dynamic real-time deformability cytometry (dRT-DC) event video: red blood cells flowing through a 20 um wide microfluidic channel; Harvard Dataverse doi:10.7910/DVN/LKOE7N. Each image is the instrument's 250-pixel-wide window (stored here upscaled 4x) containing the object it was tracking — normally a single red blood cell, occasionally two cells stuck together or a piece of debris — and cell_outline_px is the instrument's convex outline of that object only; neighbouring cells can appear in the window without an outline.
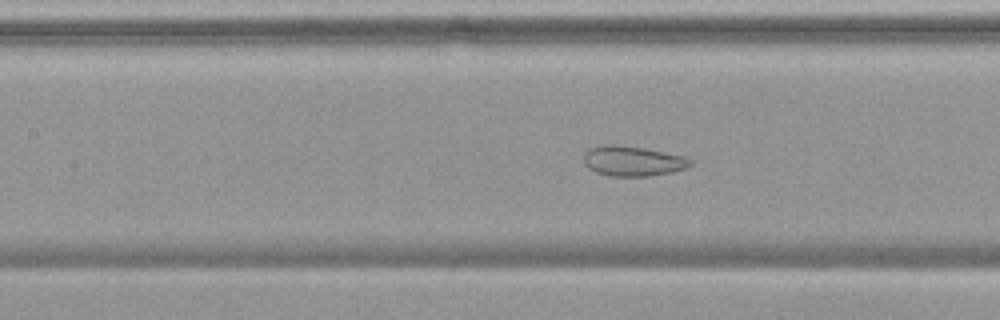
{"species": "common noctule bat (a hibernating species)", "species_latin": "Nyctalus noctula", "temperature_condition": "warm", "stored_images_in_passage": 48, "camera_frame_rate_fps": 3000, "um_per_image_px": 0.085, "animal": {"sex": "female", "body_mass_g": 19.9}, "frame": {"image": 1, "passage_image": 18, "time_ms": 5.667, "image_size_px": [1000, 320], "cell_outline_px": [[692, 164], [684, 168], [672, 172], [648, 176], [608, 176], [596, 172], [588, 168], [584, 164], [584, 152], [588, 148], [600, 144], [616, 144], [644, 148], [684, 156], [692, 160]], "centroid_in_image_um": [53.73, 13.68], "position_along_channel_um": 153.7, "area_um2": 18.84}}
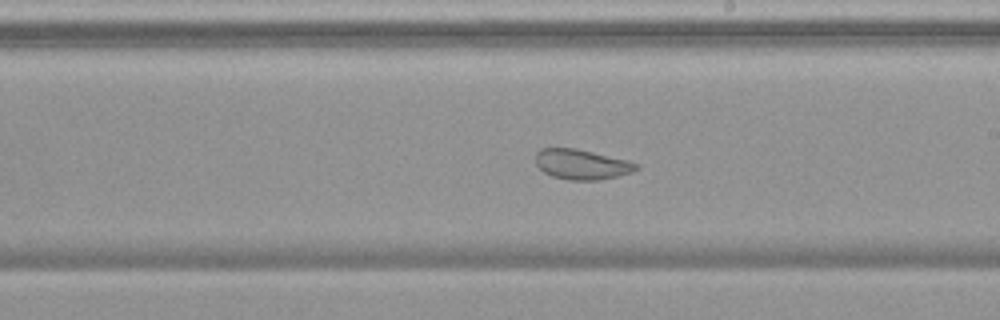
{"frame": {"image": 2, "passage_image": 25, "time_ms": 8.0, "image_size_px": [1000, 320], "cell_outline_px": [[640, 168], [632, 172], [620, 176], [600, 180], [568, 180], [552, 176], [544, 172], [536, 164], [536, 152], [540, 148], [576, 148], [628, 160], [640, 164]], "centroid_in_image_um": [49.48, 13.97], "position_along_channel_um": 239.5, "area_um2": 17.86}}
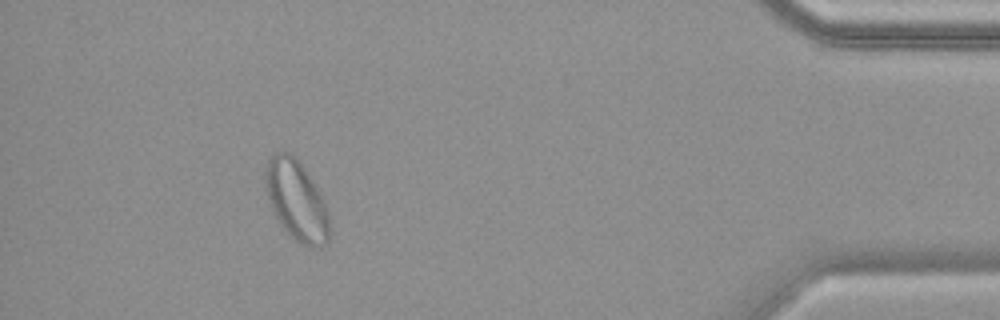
{"frame": {"image": 3, "passage_image": 43, "time_ms": 14.0, "image_size_px": [1000, 320], "cell_outline_px": [[332, 232], [328, 240], [320, 248], [312, 248], [300, 244], [280, 224], [272, 212], [268, 200], [264, 184], [264, 172], [268, 160], [276, 152], [288, 152], [296, 156], [320, 192], [328, 212]], "centroid_in_image_um": [25.21, 17.06], "position_along_channel_um": 410.0, "area_um2": 30.35}, "authors_computed_cell_mechanics": {"area_um2": 23.9581, "velocity_mm_per_s": 3.7126, "shape_relaxation_time_tau1_ms": null, "shape_relaxation_time_tau2_ms": 0.7856, "deformation_change_tau1": null, "deformation_change_tau2": 0.0639}}